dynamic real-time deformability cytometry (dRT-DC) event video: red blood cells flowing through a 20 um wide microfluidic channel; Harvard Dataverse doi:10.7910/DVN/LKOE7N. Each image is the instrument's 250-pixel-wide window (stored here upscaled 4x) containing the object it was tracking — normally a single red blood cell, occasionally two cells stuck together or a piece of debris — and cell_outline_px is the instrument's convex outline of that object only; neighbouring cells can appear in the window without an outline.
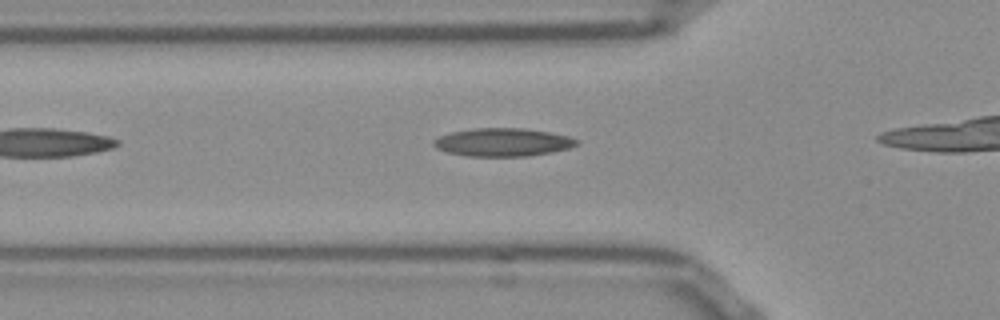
{"species": "Egyptian fruit bat (a non-hibernating species)", "species_latin": "Rousettus aegyptiacus", "temperature_condition": "room temperature", "stored_images_in_passage": 9, "camera_frame_rate_fps": 3000, "um_per_image_px": 0.085, "frame": {"image": 1, "passage_image": 4, "time_ms": 1.0, "image_size_px": [1000, 320], "cell_outline_px": [[580, 140], [576, 144], [568, 148], [552, 152], [524, 156], [468, 156], [448, 152], [436, 148], [432, 144], [432, 140], [440, 136], [452, 132], [472, 128], [524, 128], [548, 132], [568, 136]], "centroid_in_image_um": [42.71, 12.08], "position_along_channel_um": 83.1, "area_um2": 23.29}}
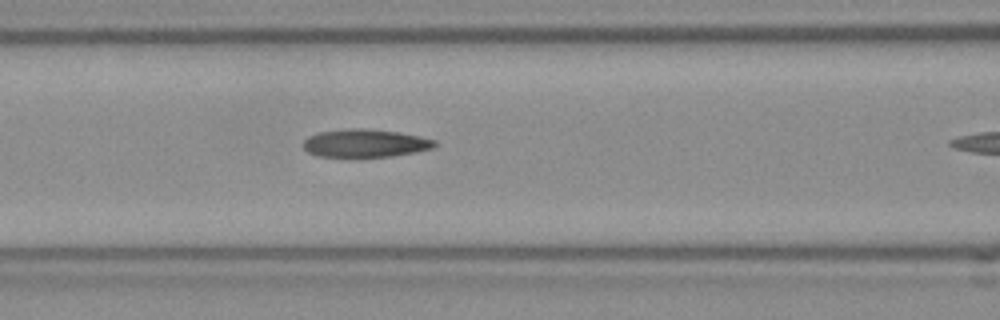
{"frame": {"image": 2, "passage_image": 8, "time_ms": 2.333, "image_size_px": [1000, 320], "cell_outline_px": [[436, 144], [432, 148], [416, 152], [388, 156], [320, 156], [308, 152], [304, 148], [304, 140], [308, 136], [320, 132], [348, 128], [364, 128], [396, 132], [420, 136], [436, 140]], "centroid_in_image_um": [31.04, 12.16], "position_along_channel_um": 135.6, "area_um2": 21.1}}